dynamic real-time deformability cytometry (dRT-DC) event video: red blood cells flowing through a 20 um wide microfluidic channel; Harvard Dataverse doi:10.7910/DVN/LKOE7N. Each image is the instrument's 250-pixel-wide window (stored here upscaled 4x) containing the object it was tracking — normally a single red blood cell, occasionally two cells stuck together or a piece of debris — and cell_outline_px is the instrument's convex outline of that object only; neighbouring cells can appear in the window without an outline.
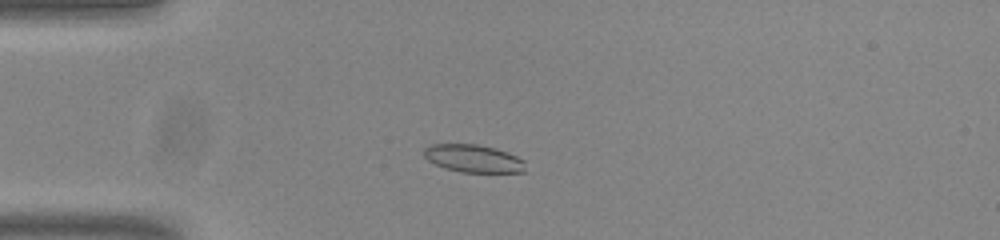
{"species": "common noctule bat (a hibernating species)", "species_latin": "Nyctalus noctula", "temperature_condition": "room temperature", "stored_images_in_passage": 50, "camera_frame_rate_fps": 3000, "um_per_image_px": 0.085, "animal": {"sex": "male", "body_mass_g": 20.0, "forearm_length_mm": 53.3}, "frame": {"image": 1, "passage_image": 10, "time_ms": 3.0, "image_size_px": [1000, 240], "cell_outline_px": [[524, 172], [460, 172], [444, 168], [428, 160], [424, 156], [424, 148], [432, 144], [476, 144], [496, 148], [508, 152], [524, 160]], "centroid_in_image_um": [40.23, 13.47], "position_along_channel_um": 44.8, "area_um2": 16.36}}
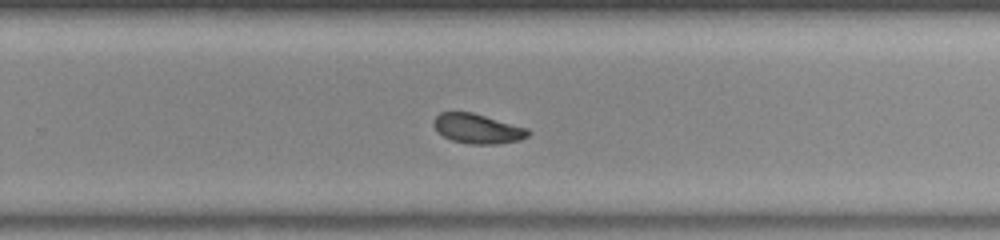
{"frame": {"image": 2, "passage_image": 31, "time_ms": 10.0, "image_size_px": [1000, 240], "cell_outline_px": [[532, 132], [528, 136], [520, 140], [496, 144], [468, 144], [452, 140], [444, 136], [432, 124], [436, 116], [440, 112], [472, 112], [528, 128]], "centroid_in_image_um": [40.62, 10.94], "position_along_channel_um": 289.2, "area_um2": 16.3}}
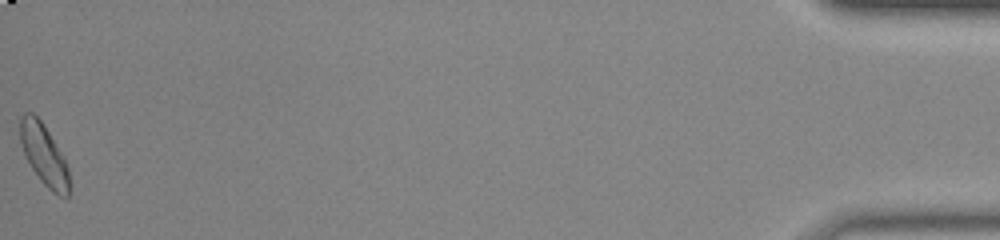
{"frame": {"image": 3, "passage_image": 50, "time_ms": 16.333, "image_size_px": [1000, 240], "cell_outline_px": [[68, 200], [52, 192], [40, 180], [24, 156], [20, 140], [20, 116], [24, 112], [32, 112], [44, 124], [64, 156], [68, 168]], "centroid_in_image_um": [3.73, 13.14], "position_along_channel_um": 431.5, "area_um2": 17.57}, "authors_computed_cell_mechanics": {"area_um2": 16.7331, "velocity_mm_per_s": 3.8019, "shape_relaxation_time_tau1_ms": 3.021, "shape_relaxation_time_tau2_ms": 3.4046, "deformation_change_tau1": 0.1138, "deformation_change_tau2": 0.0879}}